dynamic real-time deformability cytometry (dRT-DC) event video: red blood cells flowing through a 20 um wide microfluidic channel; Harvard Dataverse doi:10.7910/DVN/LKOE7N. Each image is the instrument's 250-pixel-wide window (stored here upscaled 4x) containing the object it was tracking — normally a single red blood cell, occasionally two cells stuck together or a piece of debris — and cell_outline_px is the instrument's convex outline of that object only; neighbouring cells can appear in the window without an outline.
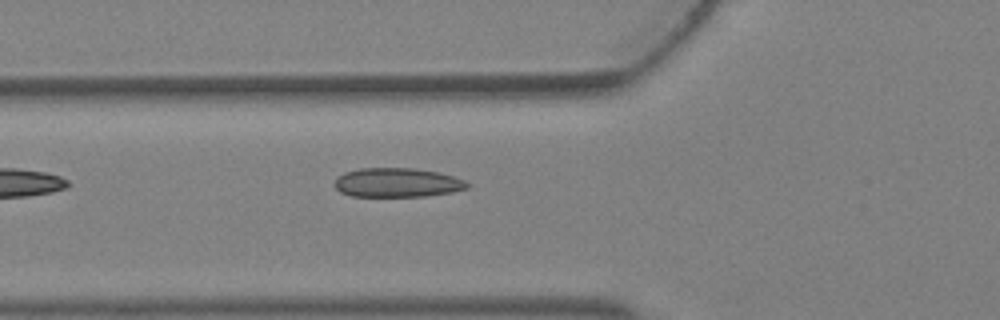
{"species": "Egyptian fruit bat (a non-hibernating species)", "species_latin": "Rousettus aegyptiacus", "temperature_condition": "warm", "stored_images_in_passage": 5, "camera_frame_rate_fps": 3000, "um_per_image_px": 0.085, "animal": {"sex": "female"}, "frame": {"image": 1, "passage_image": 5, "time_ms": 1.333, "image_size_px": [1000, 320], "cell_outline_px": [[468, 188], [452, 192], [428, 196], [352, 196], [340, 192], [332, 184], [336, 176], [344, 172], [360, 168], [412, 168], [440, 172], [464, 180], [468, 184]], "centroid_in_image_um": [33.71, 15.52], "position_along_channel_um": 92.1, "area_um2": 22.72}}